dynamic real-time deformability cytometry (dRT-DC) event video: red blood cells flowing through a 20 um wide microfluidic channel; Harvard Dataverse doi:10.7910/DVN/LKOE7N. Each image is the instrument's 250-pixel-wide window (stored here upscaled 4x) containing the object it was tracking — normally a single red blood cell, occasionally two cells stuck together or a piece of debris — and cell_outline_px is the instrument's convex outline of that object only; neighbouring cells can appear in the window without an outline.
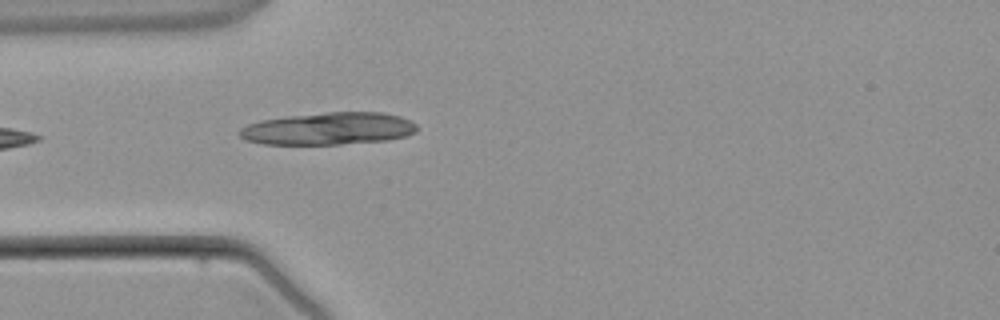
{"species": "common noctule bat (a hibernating species)", "species_latin": "Nyctalus noctula", "temperature_condition": "warm", "stored_images_in_passage": 2, "camera_frame_rate_fps": 3000, "um_per_image_px": 0.085, "animal": {"sex": "male", "body_mass_g": 21.5, "forearm_length_mm": 52.0}, "frame": {"image": 1, "passage_image": 2, "time_ms": 1.0, "image_size_px": [1000, 320], "cell_outline_px": [[416, 132], [404, 136], [388, 140], [340, 144], [264, 144], [244, 140], [236, 132], [240, 128], [248, 124], [260, 120], [288, 116], [328, 112], [380, 112], [400, 116], [416, 124]], "centroid_in_image_um": [27.88, 10.93], "position_along_channel_um": 57.1, "area_um2": 33.41}}